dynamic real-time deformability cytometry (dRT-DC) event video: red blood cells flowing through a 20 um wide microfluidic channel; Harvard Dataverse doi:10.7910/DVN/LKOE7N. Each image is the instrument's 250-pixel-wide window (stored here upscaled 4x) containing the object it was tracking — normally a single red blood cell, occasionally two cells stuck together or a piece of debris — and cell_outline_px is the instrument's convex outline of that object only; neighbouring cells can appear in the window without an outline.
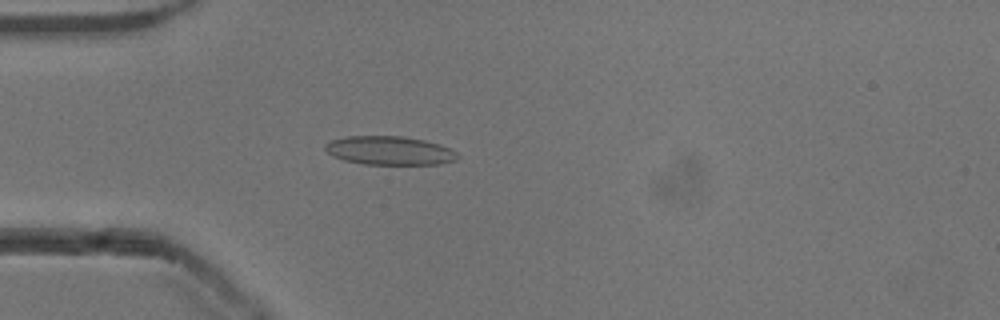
{"species": "common noctule bat (a hibernating species)", "species_latin": "Nyctalus noctula", "temperature_condition": "cold", "stored_images_in_passage": 52, "camera_frame_rate_fps": 3000, "um_per_image_px": 0.085, "animal": {"sex": "male", "body_mass_g": 13.3}, "frame": {"image": 1, "passage_image": 14, "time_ms": 4.333, "image_size_px": [1000, 320], "cell_outline_px": [[460, 156], [456, 160], [440, 164], [364, 164], [344, 160], [332, 156], [324, 148], [324, 144], [332, 140], [348, 136], [404, 136], [424, 140], [440, 144], [456, 152]], "centroid_in_image_um": [33.11, 12.8], "position_along_channel_um": 51.9, "area_um2": 22.14}}
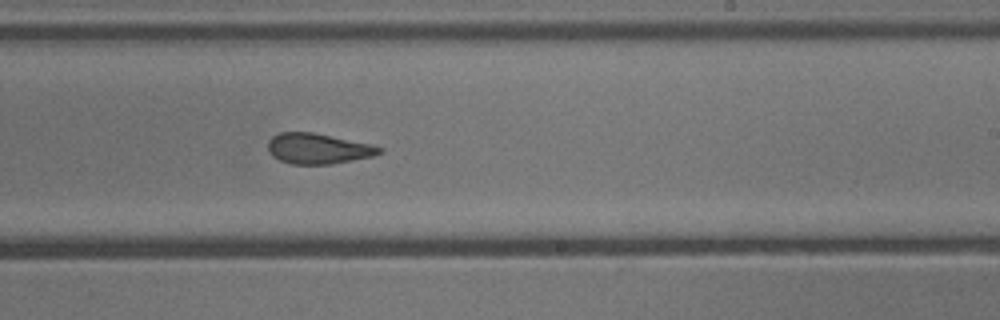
{"frame": {"image": 2, "passage_image": 31, "time_ms": 10.0, "image_size_px": [1000, 320], "cell_outline_px": [[384, 152], [372, 156], [352, 160], [328, 164], [292, 164], [280, 160], [272, 156], [268, 152], [268, 140], [272, 136], [280, 132], [312, 132], [372, 144], [384, 148]], "centroid_in_image_um": [27.03, 12.62], "position_along_channel_um": 262.0, "area_um2": 19.83}}
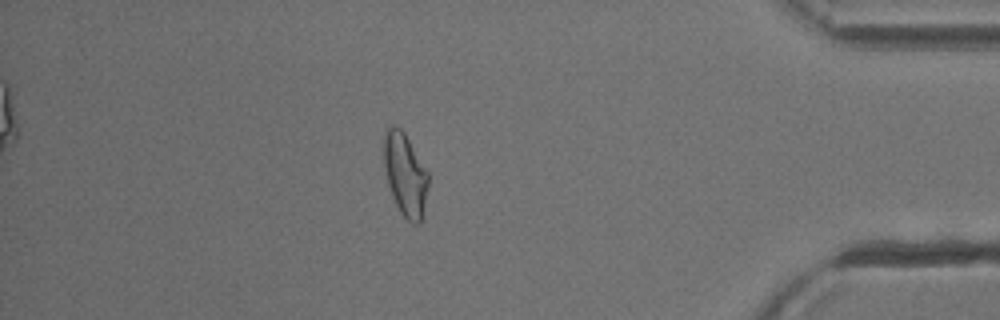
{"frame": {"image": 3, "passage_image": 45, "time_ms": 14.667, "image_size_px": [1000, 320], "cell_outline_px": [[428, 184], [424, 216], [416, 224], [412, 224], [400, 212], [392, 196], [388, 184], [384, 164], [384, 132], [392, 124], [400, 128], [404, 132], [428, 172]], "centroid_in_image_um": [34.45, 14.85], "position_along_channel_um": 400.8, "area_um2": 21.39}, "authors_computed_cell_mechanics": {"area_um2": 21.2126, "velocity_mm_per_s": 3.8523, "shape_relaxation_time_tau1_ms": 11.259, "shape_relaxation_time_tau2_ms": 2.659, "deformation_change_tau1": 0.2181, "deformation_change_tau2": 0.0959}}